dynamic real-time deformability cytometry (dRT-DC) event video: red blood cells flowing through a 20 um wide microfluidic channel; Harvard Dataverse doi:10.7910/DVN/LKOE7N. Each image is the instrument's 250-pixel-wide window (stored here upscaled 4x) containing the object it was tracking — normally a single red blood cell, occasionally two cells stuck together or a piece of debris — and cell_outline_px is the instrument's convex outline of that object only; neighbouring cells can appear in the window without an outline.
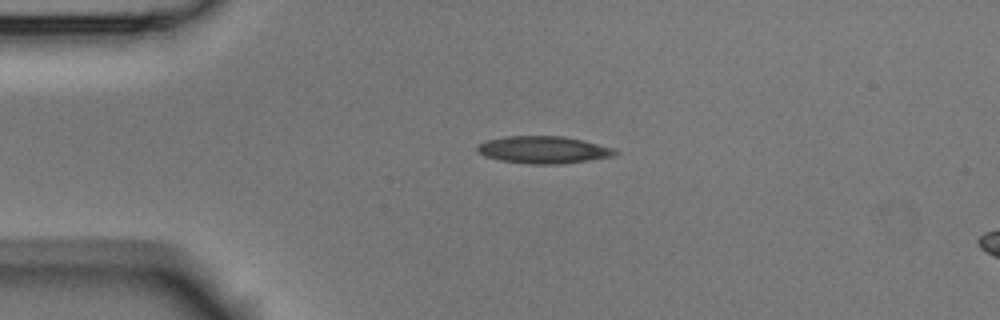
{"species": "Egyptian fruit bat (a non-hibernating species)", "species_latin": "Rousettus aegyptiacus", "temperature_condition": "room temperature", "stored_images_in_passage": 5, "segment_of_instrument_passage": [1, 2], "camera_frame_rate_fps": 3000, "um_per_image_px": 0.085, "animal": {"sex": "male"}, "frame": {"image": 1, "passage_image": 3, "time_ms": 0.667, "image_size_px": [1000, 320], "cell_outline_px": [[620, 152], [612, 156], [588, 160], [560, 164], [532, 164], [500, 160], [484, 156], [476, 152], [476, 148], [484, 140], [504, 136], [564, 136], [584, 140], [616, 148]], "centroid_in_image_um": [46.19, 12.72], "position_along_channel_um": 38.8, "area_um2": 22.08}}